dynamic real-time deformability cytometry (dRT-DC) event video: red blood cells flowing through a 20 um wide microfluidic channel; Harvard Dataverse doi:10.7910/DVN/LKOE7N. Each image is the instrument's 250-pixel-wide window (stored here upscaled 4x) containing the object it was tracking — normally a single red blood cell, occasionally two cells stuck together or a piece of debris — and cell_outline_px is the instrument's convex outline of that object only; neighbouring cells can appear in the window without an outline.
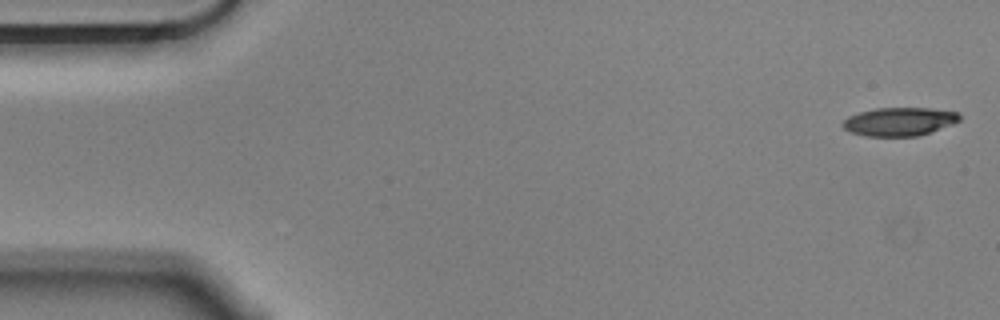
{"species": "Egyptian fruit bat (a non-hibernating species)", "species_latin": "Rousettus aegyptiacus", "temperature_condition": "cold", "stored_images_in_passage": 55, "camera_frame_rate_fps": 3000, "um_per_image_px": 0.085, "animal": {"sex": "male"}, "frame": {"image": 1, "passage_image": 1, "time_ms": 0.0, "image_size_px": [1000, 320], "cell_outline_px": [[960, 120], [952, 124], [920, 136], [864, 136], [852, 132], [844, 128], [840, 124], [848, 116], [860, 112], [876, 108], [928, 108], [956, 112], [960, 116]], "centroid_in_image_um": [76.42, 10.34], "position_along_channel_um": 8.6, "area_um2": 19.25}}
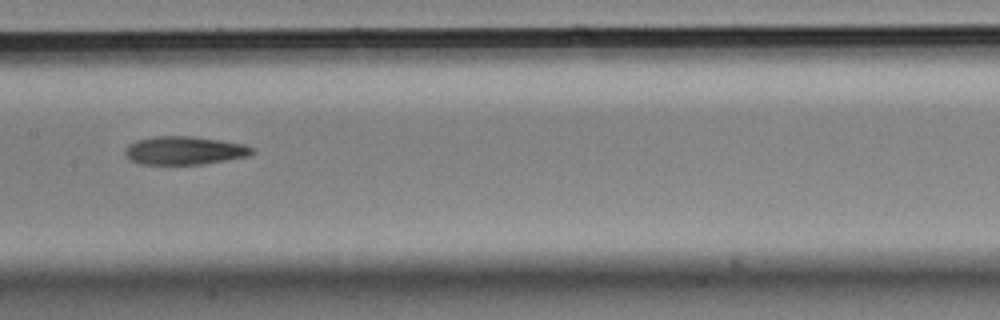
{"frame": {"image": 2, "passage_image": 27, "time_ms": 8.667, "image_size_px": [1000, 320], "cell_outline_px": [[256, 152], [248, 156], [228, 160], [204, 164], [140, 164], [128, 160], [124, 152], [124, 148], [128, 144], [136, 140], [156, 136], [192, 136], [220, 140], [244, 144], [256, 148]], "centroid_in_image_um": [15.68, 12.79], "position_along_channel_um": 191.7, "area_um2": 21.27}}
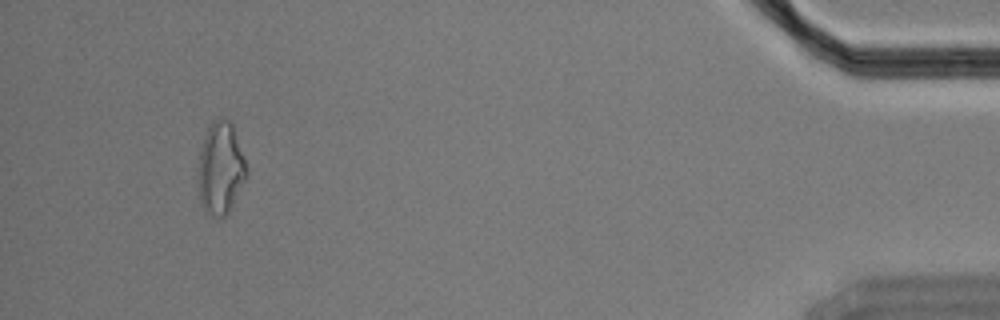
{"frame": {"image": 3, "passage_image": 52, "time_ms": 17.0, "image_size_px": [1000, 320], "cell_outline_px": [[248, 176], [228, 212], [220, 220], [208, 216], [200, 204], [196, 180], [196, 176], [200, 148], [204, 136], [212, 120], [220, 116], [228, 120], [232, 124], [244, 156], [248, 168]], "centroid_in_image_um": [18.72, 14.34], "position_along_channel_um": 416.5, "area_um2": 26.93}, "authors_computed_cell_mechanics": {"area_um2": 21.097, "velocity_mm_per_s": 3.5519, "shape_relaxation_time_tau1_ms": 6.3882, "shape_relaxation_time_tau2_ms": null, "deformation_change_tau1": 0.1746, "deformation_change_tau2": null}}